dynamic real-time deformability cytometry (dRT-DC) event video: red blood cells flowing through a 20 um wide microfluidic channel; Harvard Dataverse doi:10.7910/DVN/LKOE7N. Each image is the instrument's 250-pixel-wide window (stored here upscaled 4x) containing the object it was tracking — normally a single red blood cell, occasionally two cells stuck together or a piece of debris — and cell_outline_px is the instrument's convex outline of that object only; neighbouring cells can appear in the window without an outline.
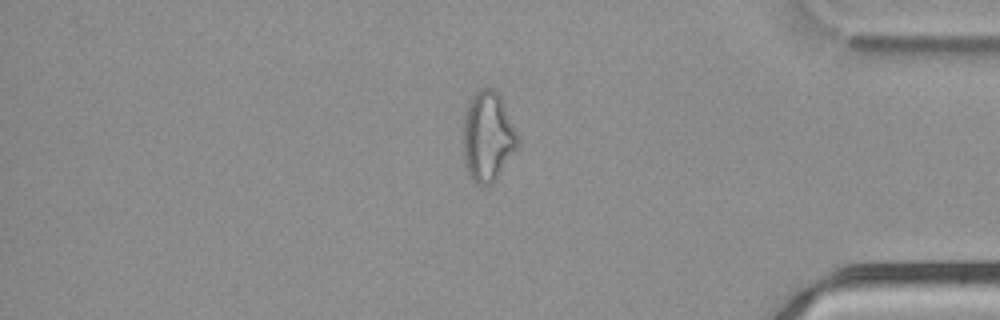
{"species": "common noctule bat (a hibernating species)", "species_latin": "Nyctalus noctula", "temperature_condition": "cold", "stored_images_in_passage": 46, "camera_frame_rate_fps": 3000, "um_per_image_px": 0.085, "animal": {"sex": "male", "body_mass_g": 21.5, "forearm_length_mm": 52.0}, "frame": {"image": 1, "passage_image": 40, "time_ms": 13.0, "image_size_px": [1000, 320], "cell_outline_px": [[520, 144], [492, 184], [476, 184], [472, 180], [464, 164], [464, 116], [468, 104], [472, 96], [480, 88], [492, 88], [500, 96], [520, 136]], "centroid_in_image_um": [41.49, 11.61], "position_along_channel_um": 393.7, "area_um2": 28.55}}